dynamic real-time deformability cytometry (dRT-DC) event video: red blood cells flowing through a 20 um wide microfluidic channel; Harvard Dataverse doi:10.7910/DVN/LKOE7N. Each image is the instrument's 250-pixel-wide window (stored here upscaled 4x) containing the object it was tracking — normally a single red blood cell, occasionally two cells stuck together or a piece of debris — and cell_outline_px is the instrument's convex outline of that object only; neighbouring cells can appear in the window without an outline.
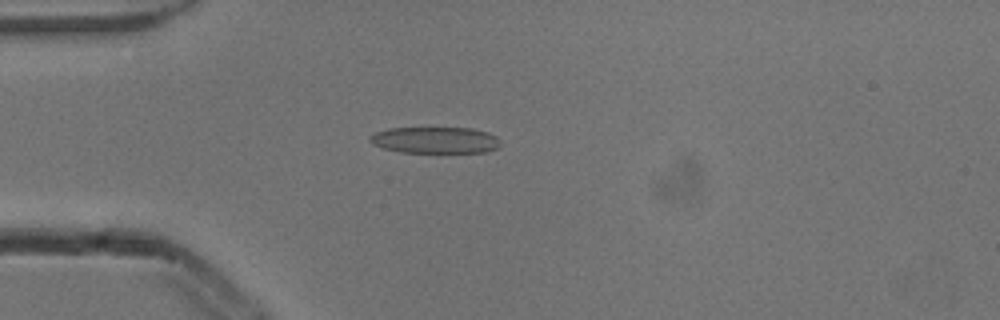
{"species": "common noctule bat (a hibernating species)", "species_latin": "Nyctalus noctula", "temperature_condition": "cold", "stored_images_in_passage": 5, "camera_frame_rate_fps": 3000, "um_per_image_px": 0.085, "animal": {"sex": "male", "body_mass_g": 13.3}, "frame": {"image": 1, "passage_image": 2, "time_ms": 0.333, "image_size_px": [1000, 320], "cell_outline_px": [[500, 144], [496, 148], [488, 152], [400, 152], [384, 148], [372, 144], [368, 140], [368, 136], [376, 132], [388, 128], [472, 128], [488, 132], [496, 136]], "centroid_in_image_um": [36.96, 11.9], "position_along_channel_um": 48.0, "area_um2": 20.11}}
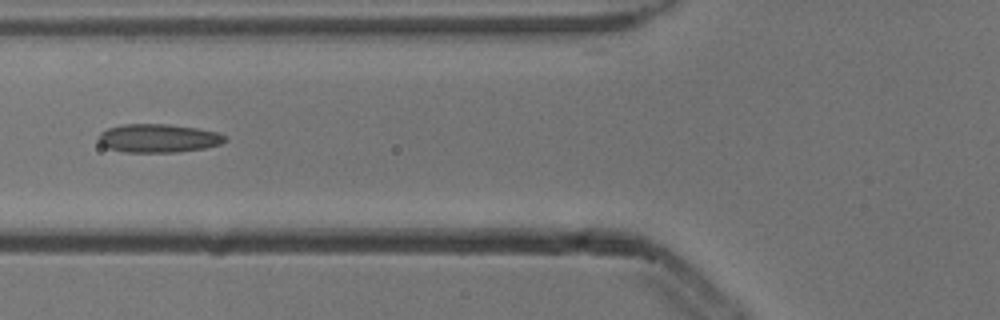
{"frame": {"image": 2, "passage_image": 4, "time_ms": 1.0, "image_size_px": [1000, 320], "cell_outline_px": [[228, 140], [220, 144], [204, 148], [176, 152], [124, 152], [108, 148], [100, 144], [100, 132], [108, 128], [124, 124], [168, 124], [196, 128], [216, 132], [228, 136]], "centroid_in_image_um": [13.48, 11.75], "position_along_channel_um": 112.3, "area_um2": 20.92}}